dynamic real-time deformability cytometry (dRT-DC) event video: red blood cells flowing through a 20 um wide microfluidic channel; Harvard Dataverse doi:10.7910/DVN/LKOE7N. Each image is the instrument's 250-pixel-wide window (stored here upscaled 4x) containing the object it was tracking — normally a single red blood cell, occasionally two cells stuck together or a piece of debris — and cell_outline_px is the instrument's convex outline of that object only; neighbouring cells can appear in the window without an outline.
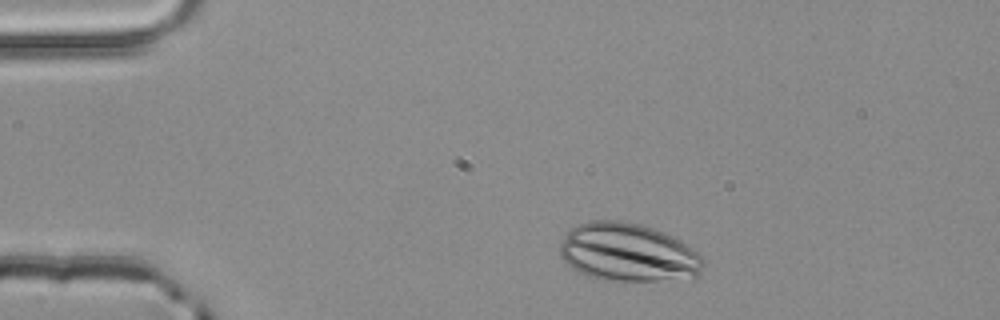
{"species": "common noctule bat (a hibernating species)", "species_latin": "Nyctalus noctula", "temperature_condition": "room temperature", "stored_images_in_passage": 2, "camera_frame_rate_fps": 3000, "um_per_image_px": 0.085, "animal": {"sex": "male", "body_mass_g": 20.4}, "frame": {"image": 1, "passage_image": 1, "time_ms": 0.0, "image_size_px": [1000, 320], "cell_outline_px": [[704, 260], [700, 272], [696, 280], [624, 284], [600, 280], [584, 276], [572, 268], [560, 256], [560, 244], [564, 236], [576, 224], [592, 220], [620, 220], [640, 224], [664, 232], [680, 240], [696, 252]], "centroid_in_image_um": [53.41, 21.54], "position_along_channel_um": 31.6, "area_um2": 50.52}}